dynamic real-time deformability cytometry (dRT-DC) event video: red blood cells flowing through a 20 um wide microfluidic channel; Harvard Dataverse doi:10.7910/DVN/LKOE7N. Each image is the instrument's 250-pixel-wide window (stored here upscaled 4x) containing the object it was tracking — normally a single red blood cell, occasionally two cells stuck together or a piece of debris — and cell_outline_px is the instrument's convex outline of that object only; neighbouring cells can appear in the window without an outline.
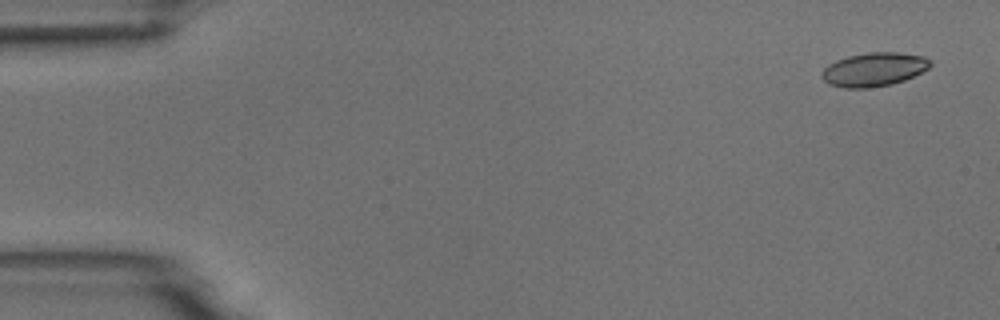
{"species": "common noctule bat (a hibernating species)", "species_latin": "Nyctalus noctula", "temperature_condition": "room temperature", "stored_images_in_passage": 5, "camera_frame_rate_fps": 3000, "um_per_image_px": 0.085, "animal": {"sex": "male", "body_mass_g": 18.8}, "frame": {"image": 1, "passage_image": 1, "time_ms": 0.0, "image_size_px": [1000, 320], "cell_outline_px": [[932, 64], [928, 68], [904, 80], [892, 84], [864, 88], [844, 88], [828, 84], [820, 76], [824, 68], [828, 64], [836, 60], [848, 56], [868, 52], [900, 52], [924, 56], [932, 60]], "centroid_in_image_um": [74.27, 5.89], "position_along_channel_um": 10.7, "area_um2": 21.39}}
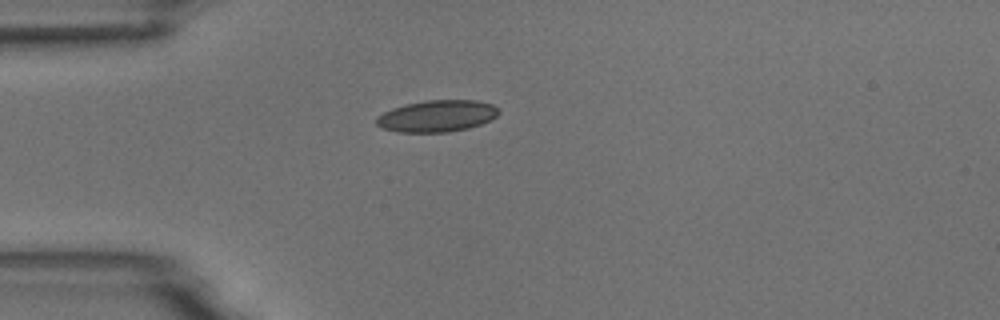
{"frame": {"image": 2, "passage_image": 4, "time_ms": 4.0, "image_size_px": [1000, 320], "cell_outline_px": [[500, 112], [492, 120], [468, 128], [448, 132], [396, 132], [380, 128], [376, 124], [376, 116], [392, 108], [404, 104], [428, 100], [476, 100], [492, 104]], "centroid_in_image_um": [37.11, 9.86], "position_along_channel_um": 47.9, "area_um2": 22.72}}